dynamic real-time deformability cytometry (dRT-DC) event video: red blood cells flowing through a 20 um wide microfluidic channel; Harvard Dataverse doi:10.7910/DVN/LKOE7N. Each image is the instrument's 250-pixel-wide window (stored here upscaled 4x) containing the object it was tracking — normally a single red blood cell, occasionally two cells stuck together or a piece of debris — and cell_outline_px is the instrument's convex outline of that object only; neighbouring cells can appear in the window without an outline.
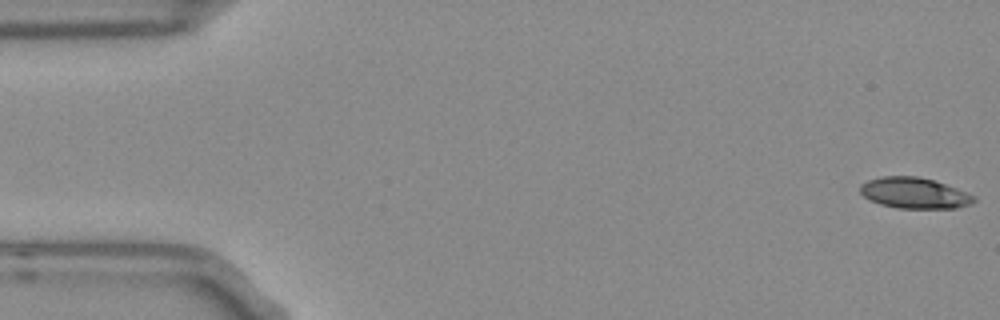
{"species": "Egyptian fruit bat (a non-hibernating species)", "species_latin": "Rousettus aegyptiacus", "temperature_condition": "room temperature", "stored_images_in_passage": 54, "camera_frame_rate_fps": 3000, "um_per_image_px": 0.085, "frame": {"image": 1, "passage_image": 1, "time_ms": 0.0, "image_size_px": [1000, 320], "cell_outline_px": [[976, 200], [972, 204], [956, 208], [900, 208], [880, 204], [864, 196], [860, 192], [860, 184], [868, 180], [880, 176], [916, 176], [932, 180], [956, 188], [976, 196]], "centroid_in_image_um": [77.73, 16.41], "position_along_channel_um": 7.3, "area_um2": 20.35}}
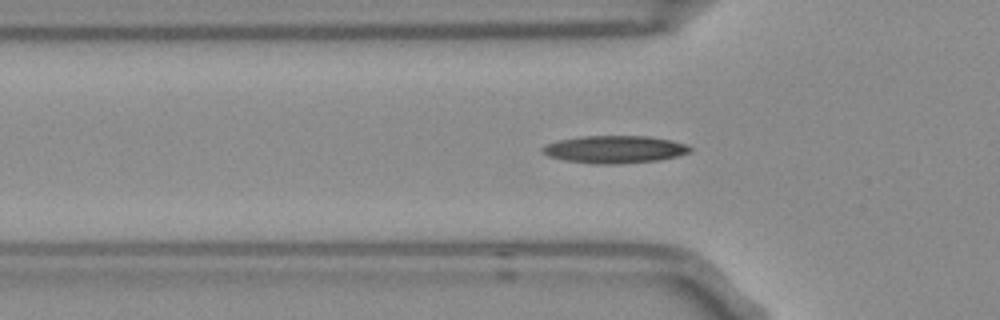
{"frame": {"image": 2, "passage_image": 17, "time_ms": 5.333, "image_size_px": [1000, 320], "cell_outline_px": [[692, 148], [688, 152], [676, 156], [660, 160], [620, 164], [592, 164], [564, 160], [548, 156], [540, 148], [548, 144], [560, 140], [584, 136], [648, 136], [672, 140], [684, 144]], "centroid_in_image_um": [52.24, 12.7], "position_along_channel_um": 73.6, "area_um2": 23.52}}
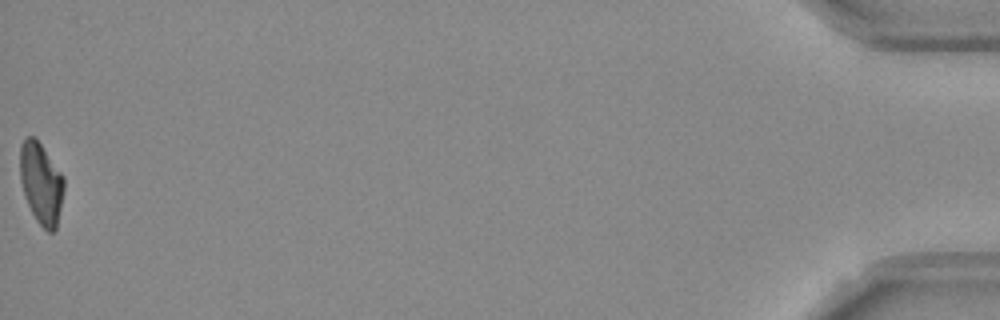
{"frame": {"image": 3, "passage_image": 54, "time_ms": 17.667, "image_size_px": [1000, 320], "cell_outline_px": [[64, 188], [56, 228], [52, 232], [48, 232], [36, 220], [24, 196], [20, 180], [20, 144], [28, 136], [32, 136], [40, 144], [64, 176]], "centroid_in_image_um": [3.48, 15.58], "position_along_channel_um": 431.7, "area_um2": 20.58}, "authors_computed_cell_mechanics": {"area_um2": 21.5016, "velocity_mm_per_s": 3.7553, "shape_relaxation_time_tau1_ms": null, "shape_relaxation_time_tau2_ms": 5.6111, "deformation_change_tau1": null, "deformation_change_tau2": 0.1386}}